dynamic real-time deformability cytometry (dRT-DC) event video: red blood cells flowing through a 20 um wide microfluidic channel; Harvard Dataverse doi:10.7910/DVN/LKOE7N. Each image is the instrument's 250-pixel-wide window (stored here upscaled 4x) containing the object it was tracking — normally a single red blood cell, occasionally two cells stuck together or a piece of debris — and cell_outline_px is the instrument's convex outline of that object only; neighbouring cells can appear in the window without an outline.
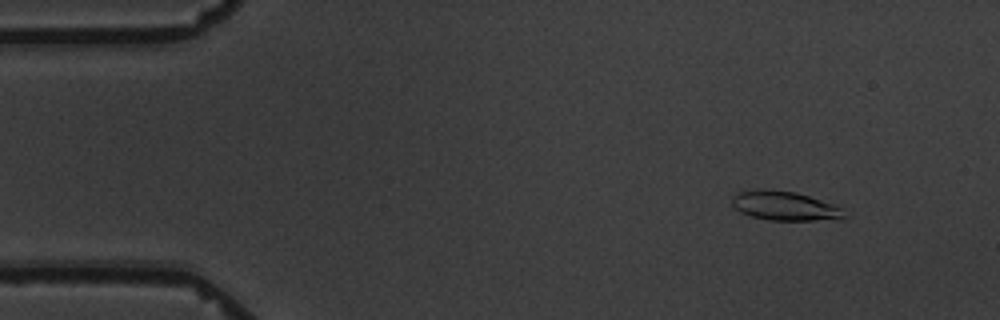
{"species": "common noctule bat (a hibernating species)", "species_latin": "Nyctalus noctula", "temperature_condition": "warm", "stored_images_in_passage": 3, "camera_frame_rate_fps": 3000, "um_per_image_px": 0.085, "animal": {"sex": "male", "body_mass_g": 19.5, "forearm_length_mm": 54.6}, "frame": {"image": 1, "passage_image": 1, "time_ms": 0.0, "image_size_px": [1000, 320], "cell_outline_px": [[844, 216], [840, 220], [768, 220], [752, 216], [740, 212], [732, 204], [732, 196], [740, 192], [756, 188], [764, 188], [796, 192], [832, 204], [840, 208]], "centroid_in_image_um": [66.65, 17.49], "position_along_channel_um": 18.3, "area_um2": 19.02}}